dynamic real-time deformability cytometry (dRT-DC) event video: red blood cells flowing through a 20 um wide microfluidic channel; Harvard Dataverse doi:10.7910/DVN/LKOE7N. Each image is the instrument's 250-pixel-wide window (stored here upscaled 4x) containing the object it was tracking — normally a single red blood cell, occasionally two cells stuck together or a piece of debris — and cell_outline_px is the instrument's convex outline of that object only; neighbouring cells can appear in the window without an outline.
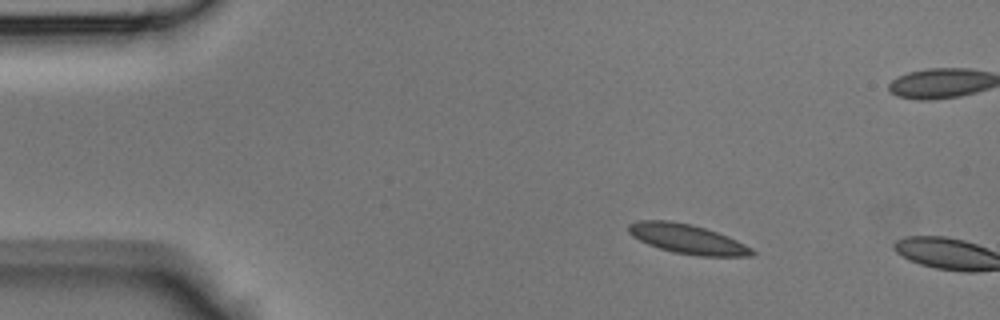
{"species": "Egyptian fruit bat (a non-hibernating species)", "species_latin": "Rousettus aegyptiacus", "temperature_condition": "room temperature", "stored_images_in_passage": 3, "camera_frame_rate_fps": 3000, "um_per_image_px": 0.085, "animal": {"sex": "male"}, "frame": {"image": 1, "passage_image": 1, "time_ms": 0.0, "image_size_px": [1000, 320], "cell_outline_px": [[756, 252], [752, 256], [700, 256], [676, 252], [660, 248], [648, 244], [632, 236], [628, 232], [628, 224], [636, 220], [668, 220], [692, 224], [728, 236], [752, 248]], "centroid_in_image_um": [58.41, 20.3], "position_along_channel_um": 26.6, "area_um2": 21.1}}